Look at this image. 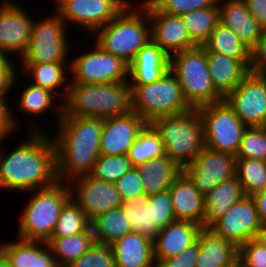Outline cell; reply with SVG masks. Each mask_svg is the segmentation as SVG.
<instances>
[{"mask_svg":"<svg viewBox=\"0 0 266 267\" xmlns=\"http://www.w3.org/2000/svg\"><path fill=\"white\" fill-rule=\"evenodd\" d=\"M201 228L197 223L182 220L161 228L153 239L155 263L159 265L164 259L174 257L194 244Z\"/></svg>","mask_w":266,"mask_h":267,"instance_id":"20","label":"cell"},{"mask_svg":"<svg viewBox=\"0 0 266 267\" xmlns=\"http://www.w3.org/2000/svg\"><path fill=\"white\" fill-rule=\"evenodd\" d=\"M67 267H115L113 250L110 245H94Z\"/></svg>","mask_w":266,"mask_h":267,"instance_id":"43","label":"cell"},{"mask_svg":"<svg viewBox=\"0 0 266 267\" xmlns=\"http://www.w3.org/2000/svg\"><path fill=\"white\" fill-rule=\"evenodd\" d=\"M68 184L72 200L90 222L107 211L120 208L124 203L114 183L97 179L90 174L76 177Z\"/></svg>","mask_w":266,"mask_h":267,"instance_id":"13","label":"cell"},{"mask_svg":"<svg viewBox=\"0 0 266 267\" xmlns=\"http://www.w3.org/2000/svg\"><path fill=\"white\" fill-rule=\"evenodd\" d=\"M19 96L20 100L18 101L17 108H19L21 110L20 112H23V114L36 116L55 107V111L57 110L56 116H58L57 122L61 119L63 114V103H60L59 101L56 103V98L58 97L49 89L31 83L24 88Z\"/></svg>","mask_w":266,"mask_h":267,"instance_id":"34","label":"cell"},{"mask_svg":"<svg viewBox=\"0 0 266 267\" xmlns=\"http://www.w3.org/2000/svg\"><path fill=\"white\" fill-rule=\"evenodd\" d=\"M170 67V57L151 39L129 64V85H145L159 80Z\"/></svg>","mask_w":266,"mask_h":267,"instance_id":"23","label":"cell"},{"mask_svg":"<svg viewBox=\"0 0 266 267\" xmlns=\"http://www.w3.org/2000/svg\"><path fill=\"white\" fill-rule=\"evenodd\" d=\"M91 226L82 233L67 237H51L49 245L58 267H67L94 245Z\"/></svg>","mask_w":266,"mask_h":267,"instance_id":"31","label":"cell"},{"mask_svg":"<svg viewBox=\"0 0 266 267\" xmlns=\"http://www.w3.org/2000/svg\"><path fill=\"white\" fill-rule=\"evenodd\" d=\"M250 14L266 30V0H244Z\"/></svg>","mask_w":266,"mask_h":267,"instance_id":"50","label":"cell"},{"mask_svg":"<svg viewBox=\"0 0 266 267\" xmlns=\"http://www.w3.org/2000/svg\"><path fill=\"white\" fill-rule=\"evenodd\" d=\"M250 72L266 75V30L258 43L251 49Z\"/></svg>","mask_w":266,"mask_h":267,"instance_id":"49","label":"cell"},{"mask_svg":"<svg viewBox=\"0 0 266 267\" xmlns=\"http://www.w3.org/2000/svg\"><path fill=\"white\" fill-rule=\"evenodd\" d=\"M151 124L160 134L166 155L182 169L206 146L204 124L197 108L157 118Z\"/></svg>","mask_w":266,"mask_h":267,"instance_id":"5","label":"cell"},{"mask_svg":"<svg viewBox=\"0 0 266 267\" xmlns=\"http://www.w3.org/2000/svg\"><path fill=\"white\" fill-rule=\"evenodd\" d=\"M13 58H9L5 53L0 52V72H17Z\"/></svg>","mask_w":266,"mask_h":267,"instance_id":"53","label":"cell"},{"mask_svg":"<svg viewBox=\"0 0 266 267\" xmlns=\"http://www.w3.org/2000/svg\"><path fill=\"white\" fill-rule=\"evenodd\" d=\"M150 18L151 40L169 57L196 47L181 16L160 12L153 4L141 3Z\"/></svg>","mask_w":266,"mask_h":267,"instance_id":"18","label":"cell"},{"mask_svg":"<svg viewBox=\"0 0 266 267\" xmlns=\"http://www.w3.org/2000/svg\"><path fill=\"white\" fill-rule=\"evenodd\" d=\"M90 221L83 210L70 198L62 207L52 237H67L85 232Z\"/></svg>","mask_w":266,"mask_h":267,"instance_id":"39","label":"cell"},{"mask_svg":"<svg viewBox=\"0 0 266 267\" xmlns=\"http://www.w3.org/2000/svg\"><path fill=\"white\" fill-rule=\"evenodd\" d=\"M236 176L247 196L258 193L266 184V161L249 158L236 159Z\"/></svg>","mask_w":266,"mask_h":267,"instance_id":"38","label":"cell"},{"mask_svg":"<svg viewBox=\"0 0 266 267\" xmlns=\"http://www.w3.org/2000/svg\"><path fill=\"white\" fill-rule=\"evenodd\" d=\"M147 122L134 111L103 119L100 155H127Z\"/></svg>","mask_w":266,"mask_h":267,"instance_id":"19","label":"cell"},{"mask_svg":"<svg viewBox=\"0 0 266 267\" xmlns=\"http://www.w3.org/2000/svg\"><path fill=\"white\" fill-rule=\"evenodd\" d=\"M143 183L144 197L167 191L173 181L182 173L169 156L153 158L150 161L135 166Z\"/></svg>","mask_w":266,"mask_h":267,"instance_id":"29","label":"cell"},{"mask_svg":"<svg viewBox=\"0 0 266 267\" xmlns=\"http://www.w3.org/2000/svg\"><path fill=\"white\" fill-rule=\"evenodd\" d=\"M0 252L10 267H58L47 242L18 238L17 241L0 244Z\"/></svg>","mask_w":266,"mask_h":267,"instance_id":"25","label":"cell"},{"mask_svg":"<svg viewBox=\"0 0 266 267\" xmlns=\"http://www.w3.org/2000/svg\"><path fill=\"white\" fill-rule=\"evenodd\" d=\"M94 48L81 52L70 59V82L76 83H119L128 82L129 64L122 58L104 51L95 41Z\"/></svg>","mask_w":266,"mask_h":267,"instance_id":"11","label":"cell"},{"mask_svg":"<svg viewBox=\"0 0 266 267\" xmlns=\"http://www.w3.org/2000/svg\"><path fill=\"white\" fill-rule=\"evenodd\" d=\"M220 23L230 29L252 49L264 29L250 14L244 0H218Z\"/></svg>","mask_w":266,"mask_h":267,"instance_id":"21","label":"cell"},{"mask_svg":"<svg viewBox=\"0 0 266 267\" xmlns=\"http://www.w3.org/2000/svg\"><path fill=\"white\" fill-rule=\"evenodd\" d=\"M8 103V98H0V142L5 140L7 136H11V134L18 129V126H20L18 123L19 120L17 121L14 115L15 111L12 110V107L9 108L10 106Z\"/></svg>","mask_w":266,"mask_h":267,"instance_id":"47","label":"cell"},{"mask_svg":"<svg viewBox=\"0 0 266 267\" xmlns=\"http://www.w3.org/2000/svg\"><path fill=\"white\" fill-rule=\"evenodd\" d=\"M237 267H266V246L255 238L239 246Z\"/></svg>","mask_w":266,"mask_h":267,"instance_id":"45","label":"cell"},{"mask_svg":"<svg viewBox=\"0 0 266 267\" xmlns=\"http://www.w3.org/2000/svg\"><path fill=\"white\" fill-rule=\"evenodd\" d=\"M199 254V243L196 241L182 253L164 259L159 266L161 267H195L196 259Z\"/></svg>","mask_w":266,"mask_h":267,"instance_id":"48","label":"cell"},{"mask_svg":"<svg viewBox=\"0 0 266 267\" xmlns=\"http://www.w3.org/2000/svg\"><path fill=\"white\" fill-rule=\"evenodd\" d=\"M251 198L254 200L260 221L262 223L266 222V184L258 193L253 194Z\"/></svg>","mask_w":266,"mask_h":267,"instance_id":"52","label":"cell"},{"mask_svg":"<svg viewBox=\"0 0 266 267\" xmlns=\"http://www.w3.org/2000/svg\"><path fill=\"white\" fill-rule=\"evenodd\" d=\"M224 100L248 127L266 122V75L250 72Z\"/></svg>","mask_w":266,"mask_h":267,"instance_id":"14","label":"cell"},{"mask_svg":"<svg viewBox=\"0 0 266 267\" xmlns=\"http://www.w3.org/2000/svg\"><path fill=\"white\" fill-rule=\"evenodd\" d=\"M57 126L53 140L58 181L89 175L100 156L103 118L62 114Z\"/></svg>","mask_w":266,"mask_h":267,"instance_id":"2","label":"cell"},{"mask_svg":"<svg viewBox=\"0 0 266 267\" xmlns=\"http://www.w3.org/2000/svg\"><path fill=\"white\" fill-rule=\"evenodd\" d=\"M236 158H249L266 161V129L248 127L236 153Z\"/></svg>","mask_w":266,"mask_h":267,"instance_id":"41","label":"cell"},{"mask_svg":"<svg viewBox=\"0 0 266 267\" xmlns=\"http://www.w3.org/2000/svg\"><path fill=\"white\" fill-rule=\"evenodd\" d=\"M17 72H0V98H8L10 90L17 83L15 82ZM7 96V97H6Z\"/></svg>","mask_w":266,"mask_h":267,"instance_id":"51","label":"cell"},{"mask_svg":"<svg viewBox=\"0 0 266 267\" xmlns=\"http://www.w3.org/2000/svg\"><path fill=\"white\" fill-rule=\"evenodd\" d=\"M32 121L26 140L13 151L5 155L0 148V190L29 192L51 187L58 181L54 140L38 127V121Z\"/></svg>","mask_w":266,"mask_h":267,"instance_id":"1","label":"cell"},{"mask_svg":"<svg viewBox=\"0 0 266 267\" xmlns=\"http://www.w3.org/2000/svg\"><path fill=\"white\" fill-rule=\"evenodd\" d=\"M246 193L237 176L224 180L204 196L205 214L203 227L210 228L235 203L243 200Z\"/></svg>","mask_w":266,"mask_h":267,"instance_id":"28","label":"cell"},{"mask_svg":"<svg viewBox=\"0 0 266 267\" xmlns=\"http://www.w3.org/2000/svg\"><path fill=\"white\" fill-rule=\"evenodd\" d=\"M120 208L129 220L133 232L152 240L157 236L160 230L152 223L151 205H148V197L126 201Z\"/></svg>","mask_w":266,"mask_h":267,"instance_id":"37","label":"cell"},{"mask_svg":"<svg viewBox=\"0 0 266 267\" xmlns=\"http://www.w3.org/2000/svg\"><path fill=\"white\" fill-rule=\"evenodd\" d=\"M236 159L233 154L211 150L205 146L183 172L205 196L224 180L236 176Z\"/></svg>","mask_w":266,"mask_h":267,"instance_id":"15","label":"cell"},{"mask_svg":"<svg viewBox=\"0 0 266 267\" xmlns=\"http://www.w3.org/2000/svg\"><path fill=\"white\" fill-rule=\"evenodd\" d=\"M29 192L33 194L20 214L17 236L25 241L47 242L52 237L62 207L71 198L69 184L57 181L51 187Z\"/></svg>","mask_w":266,"mask_h":267,"instance_id":"6","label":"cell"},{"mask_svg":"<svg viewBox=\"0 0 266 267\" xmlns=\"http://www.w3.org/2000/svg\"><path fill=\"white\" fill-rule=\"evenodd\" d=\"M63 103V114L79 117L108 118L130 112L129 82L76 83L69 82Z\"/></svg>","mask_w":266,"mask_h":267,"instance_id":"3","label":"cell"},{"mask_svg":"<svg viewBox=\"0 0 266 267\" xmlns=\"http://www.w3.org/2000/svg\"><path fill=\"white\" fill-rule=\"evenodd\" d=\"M0 267H10L3 254L0 252Z\"/></svg>","mask_w":266,"mask_h":267,"instance_id":"55","label":"cell"},{"mask_svg":"<svg viewBox=\"0 0 266 267\" xmlns=\"http://www.w3.org/2000/svg\"><path fill=\"white\" fill-rule=\"evenodd\" d=\"M181 18L187 27L191 40L196 45L202 46L220 23L218 3L185 13L181 15Z\"/></svg>","mask_w":266,"mask_h":267,"instance_id":"35","label":"cell"},{"mask_svg":"<svg viewBox=\"0 0 266 267\" xmlns=\"http://www.w3.org/2000/svg\"><path fill=\"white\" fill-rule=\"evenodd\" d=\"M37 20V21H36ZM34 19L30 42L20 63L68 62L71 51L67 28L63 19L54 12L50 17ZM67 60V61H66Z\"/></svg>","mask_w":266,"mask_h":267,"instance_id":"9","label":"cell"},{"mask_svg":"<svg viewBox=\"0 0 266 267\" xmlns=\"http://www.w3.org/2000/svg\"><path fill=\"white\" fill-rule=\"evenodd\" d=\"M176 220L191 221L203 227L204 196L182 171L168 189Z\"/></svg>","mask_w":266,"mask_h":267,"instance_id":"22","label":"cell"},{"mask_svg":"<svg viewBox=\"0 0 266 267\" xmlns=\"http://www.w3.org/2000/svg\"><path fill=\"white\" fill-rule=\"evenodd\" d=\"M255 239L266 246V222L261 224Z\"/></svg>","mask_w":266,"mask_h":267,"instance_id":"54","label":"cell"},{"mask_svg":"<svg viewBox=\"0 0 266 267\" xmlns=\"http://www.w3.org/2000/svg\"><path fill=\"white\" fill-rule=\"evenodd\" d=\"M33 23L34 16L31 17L19 3L3 0L0 5V52L9 58L16 54L20 60L28 48Z\"/></svg>","mask_w":266,"mask_h":267,"instance_id":"16","label":"cell"},{"mask_svg":"<svg viewBox=\"0 0 266 267\" xmlns=\"http://www.w3.org/2000/svg\"><path fill=\"white\" fill-rule=\"evenodd\" d=\"M207 52L224 54L243 61L249 68L251 49L244 44L232 29L219 23L209 39L202 45Z\"/></svg>","mask_w":266,"mask_h":267,"instance_id":"32","label":"cell"},{"mask_svg":"<svg viewBox=\"0 0 266 267\" xmlns=\"http://www.w3.org/2000/svg\"><path fill=\"white\" fill-rule=\"evenodd\" d=\"M197 241L199 254L195 267H237L238 248L231 241L204 227Z\"/></svg>","mask_w":266,"mask_h":267,"instance_id":"24","label":"cell"},{"mask_svg":"<svg viewBox=\"0 0 266 267\" xmlns=\"http://www.w3.org/2000/svg\"><path fill=\"white\" fill-rule=\"evenodd\" d=\"M169 69L176 75L183 96L192 108L224 100L213 86L207 51L203 46L197 45L172 55Z\"/></svg>","mask_w":266,"mask_h":267,"instance_id":"7","label":"cell"},{"mask_svg":"<svg viewBox=\"0 0 266 267\" xmlns=\"http://www.w3.org/2000/svg\"><path fill=\"white\" fill-rule=\"evenodd\" d=\"M132 167L128 155H100L94 163L91 176L106 181L115 183Z\"/></svg>","mask_w":266,"mask_h":267,"instance_id":"40","label":"cell"},{"mask_svg":"<svg viewBox=\"0 0 266 267\" xmlns=\"http://www.w3.org/2000/svg\"><path fill=\"white\" fill-rule=\"evenodd\" d=\"M130 87L131 109L147 123L192 109L183 96L176 75L170 69L159 80Z\"/></svg>","mask_w":266,"mask_h":267,"instance_id":"8","label":"cell"},{"mask_svg":"<svg viewBox=\"0 0 266 267\" xmlns=\"http://www.w3.org/2000/svg\"><path fill=\"white\" fill-rule=\"evenodd\" d=\"M129 3V0H56L55 10L65 24L73 23L91 36Z\"/></svg>","mask_w":266,"mask_h":267,"instance_id":"12","label":"cell"},{"mask_svg":"<svg viewBox=\"0 0 266 267\" xmlns=\"http://www.w3.org/2000/svg\"><path fill=\"white\" fill-rule=\"evenodd\" d=\"M127 155L133 166L166 155L160 134L151 123H147L140 131Z\"/></svg>","mask_w":266,"mask_h":267,"instance_id":"36","label":"cell"},{"mask_svg":"<svg viewBox=\"0 0 266 267\" xmlns=\"http://www.w3.org/2000/svg\"><path fill=\"white\" fill-rule=\"evenodd\" d=\"M114 185L122 197L123 202L135 201L144 197L143 183L136 167H132Z\"/></svg>","mask_w":266,"mask_h":267,"instance_id":"46","label":"cell"},{"mask_svg":"<svg viewBox=\"0 0 266 267\" xmlns=\"http://www.w3.org/2000/svg\"><path fill=\"white\" fill-rule=\"evenodd\" d=\"M115 267H153V240L131 232L114 241L111 245Z\"/></svg>","mask_w":266,"mask_h":267,"instance_id":"26","label":"cell"},{"mask_svg":"<svg viewBox=\"0 0 266 267\" xmlns=\"http://www.w3.org/2000/svg\"><path fill=\"white\" fill-rule=\"evenodd\" d=\"M261 224L254 200L251 196H246L231 206L210 229L224 239L231 241L238 248L256 238Z\"/></svg>","mask_w":266,"mask_h":267,"instance_id":"17","label":"cell"},{"mask_svg":"<svg viewBox=\"0 0 266 267\" xmlns=\"http://www.w3.org/2000/svg\"><path fill=\"white\" fill-rule=\"evenodd\" d=\"M197 110L204 124L206 147L236 155L248 126L225 100L201 106Z\"/></svg>","mask_w":266,"mask_h":267,"instance_id":"10","label":"cell"},{"mask_svg":"<svg viewBox=\"0 0 266 267\" xmlns=\"http://www.w3.org/2000/svg\"><path fill=\"white\" fill-rule=\"evenodd\" d=\"M90 226L95 242L106 245H111L114 241L133 232L131 224L121 208L97 216L90 222Z\"/></svg>","mask_w":266,"mask_h":267,"instance_id":"33","label":"cell"},{"mask_svg":"<svg viewBox=\"0 0 266 267\" xmlns=\"http://www.w3.org/2000/svg\"><path fill=\"white\" fill-rule=\"evenodd\" d=\"M151 205L152 223L159 230L176 221L169 191L148 196Z\"/></svg>","mask_w":266,"mask_h":267,"instance_id":"42","label":"cell"},{"mask_svg":"<svg viewBox=\"0 0 266 267\" xmlns=\"http://www.w3.org/2000/svg\"><path fill=\"white\" fill-rule=\"evenodd\" d=\"M141 3L153 4L165 14L181 16L193 10L216 5L218 0H142Z\"/></svg>","mask_w":266,"mask_h":267,"instance_id":"44","label":"cell"},{"mask_svg":"<svg viewBox=\"0 0 266 267\" xmlns=\"http://www.w3.org/2000/svg\"><path fill=\"white\" fill-rule=\"evenodd\" d=\"M207 61L213 86L223 98L250 73L243 61L224 54L207 52Z\"/></svg>","mask_w":266,"mask_h":267,"instance_id":"27","label":"cell"},{"mask_svg":"<svg viewBox=\"0 0 266 267\" xmlns=\"http://www.w3.org/2000/svg\"><path fill=\"white\" fill-rule=\"evenodd\" d=\"M20 64L22 67V75L24 72L27 74L26 76H31L29 80L33 79L31 82L32 84L49 89L56 95H60L61 97L59 96V98H62L60 102L65 100L70 82V77H68L69 75L67 74V70L69 73L70 62ZM61 87L64 88L62 93L58 90Z\"/></svg>","mask_w":266,"mask_h":267,"instance_id":"30","label":"cell"},{"mask_svg":"<svg viewBox=\"0 0 266 267\" xmlns=\"http://www.w3.org/2000/svg\"><path fill=\"white\" fill-rule=\"evenodd\" d=\"M138 6L136 8L130 2L112 21L92 35L104 51L122 58L128 64L151 39L149 14L141 4Z\"/></svg>","mask_w":266,"mask_h":267,"instance_id":"4","label":"cell"}]
</instances>
